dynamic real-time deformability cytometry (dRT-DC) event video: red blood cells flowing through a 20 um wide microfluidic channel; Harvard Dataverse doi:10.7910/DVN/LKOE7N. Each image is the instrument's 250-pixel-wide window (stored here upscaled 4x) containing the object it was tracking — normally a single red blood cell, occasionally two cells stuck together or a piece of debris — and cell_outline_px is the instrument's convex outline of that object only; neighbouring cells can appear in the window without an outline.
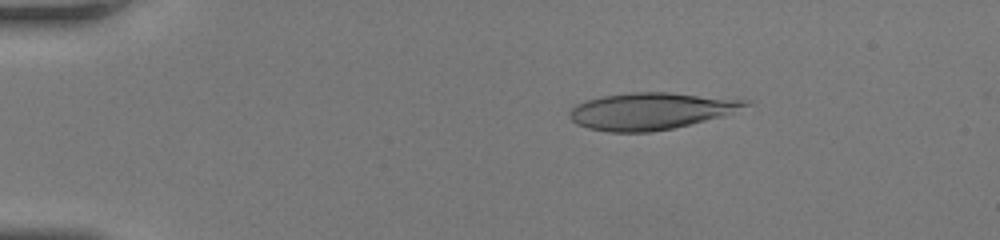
{"species": "human", "species_latin": "Homo sapiens", "temperature_condition": "room temperature", "stored_images_in_passage": 51, "camera_frame_rate_fps": 3000, "um_per_image_px": 0.085, "donor": {"sex": "female"}, "frame": {"image": 1, "passage_image": 10, "time_ms": 3.0, "image_size_px": [1000, 240], "cell_outline_px": [[752, 104], [724, 116], [672, 128], [652, 132], [608, 132], [588, 128], [576, 124], [568, 116], [568, 112], [576, 104], [584, 100], [600, 96], [632, 92], [668, 92], [748, 100]], "centroid_in_image_um": [55.28, 9.44], "position_along_channel_um": 29.7, "area_um2": 37.92}}
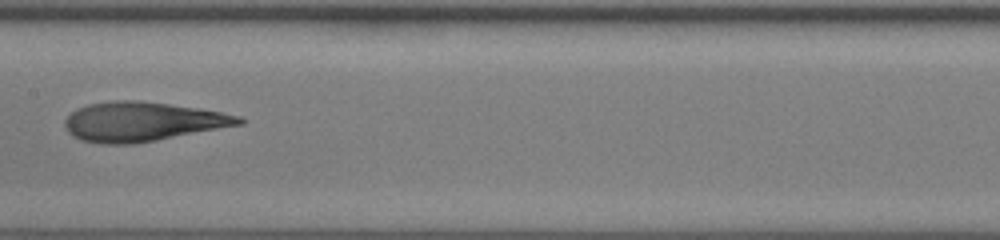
{"frame": {"image": 2, "passage_image": 28, "time_ms": 9.0, "image_size_px": [1000, 240], "cell_outline_px": [[244, 124], [156, 140], [132, 144], [100, 144], [80, 140], [72, 136], [68, 132], [64, 124], [64, 120], [76, 108], [88, 104], [116, 100], [136, 100], [168, 104], [196, 108], [220, 112], [240, 116], [244, 120]], "centroid_in_image_um": [12.06, 10.35], "position_along_channel_um": 195.3, "area_um2": 39.77}}
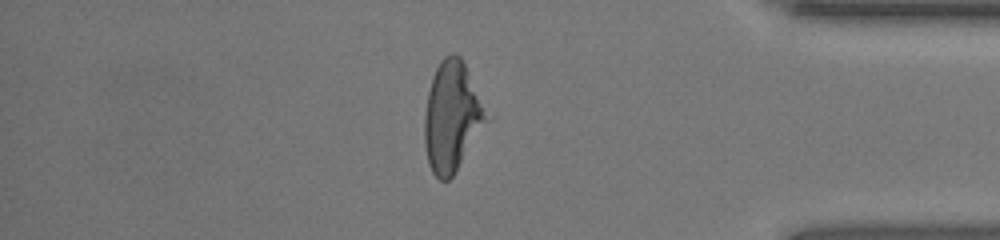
{"frame": {"image": 3, "passage_image": 44, "time_ms": 14.333, "image_size_px": [1000, 240], "cell_outline_px": [[488, 120], [452, 176], [448, 180], [440, 180], [432, 172], [428, 164], [424, 144], [424, 116], [428, 92], [432, 76], [440, 60], [444, 56], [452, 52], [460, 56], [464, 64]], "centroid_in_image_um": [38.34, 9.93], "position_along_channel_um": 396.9, "area_um2": 38.55}}